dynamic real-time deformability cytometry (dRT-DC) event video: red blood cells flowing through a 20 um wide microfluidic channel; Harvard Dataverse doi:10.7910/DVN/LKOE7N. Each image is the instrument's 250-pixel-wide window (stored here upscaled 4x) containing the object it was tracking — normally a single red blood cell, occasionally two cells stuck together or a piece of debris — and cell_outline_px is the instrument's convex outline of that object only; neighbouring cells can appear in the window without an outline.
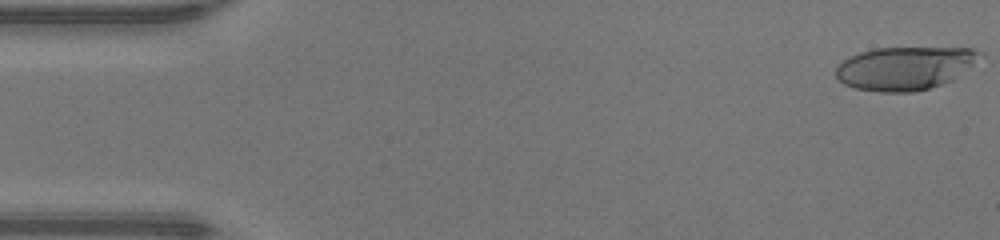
{"species": "human", "species_latin": "Homo sapiens", "temperature_condition": "warm", "stored_images_in_passage": 47, "camera_frame_rate_fps": 3000, "um_per_image_px": 0.085, "donor": {"sex": "male"}, "frame": {"image": 1, "passage_image": 1, "time_ms": 0.0, "image_size_px": [1000, 240], "cell_outline_px": [[984, 56], [952, 80], [928, 88], [912, 92], [880, 92], [856, 88], [844, 84], [836, 76], [836, 68], [844, 60], [860, 52], [876, 48], [972, 48], [984, 52]], "centroid_in_image_um": [76.95, 5.79], "position_along_channel_um": 8.0, "area_um2": 36.07}}
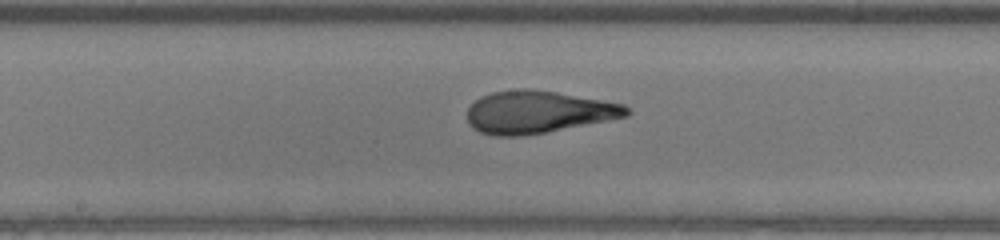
{"frame": {"image": 2, "passage_image": 24, "time_ms": 7.667, "image_size_px": [1000, 240], "cell_outline_px": [[632, 112], [628, 116], [608, 120], [544, 132], [520, 136], [492, 136], [480, 132], [472, 128], [468, 124], [468, 108], [480, 96], [492, 92], [520, 88], [528, 88], [556, 92], [624, 104]], "centroid_in_image_um": [45.7, 9.52], "position_along_channel_um": 202.5, "area_um2": 39.25}}
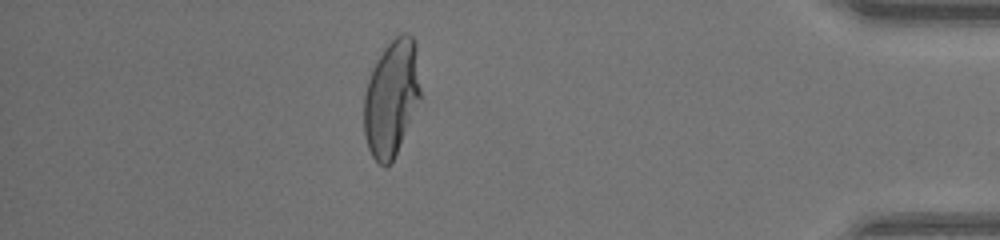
{"frame": {"image": 3, "passage_image": 41, "time_ms": 13.333, "image_size_px": [1000, 240], "cell_outline_px": [[420, 100], [400, 144], [392, 160], [384, 168], [372, 156], [368, 148], [364, 136], [364, 92], [372, 68], [376, 60], [384, 48], [400, 32], [408, 32], [412, 36], [416, 44], [420, 88]], "centroid_in_image_um": [33.26, 8.29], "position_along_channel_um": 401.9, "area_um2": 38.32}, "authors_computed_cell_mechanics": {"area_um2": 38.7838, "velocity_mm_per_s": 4.3818, "shape_relaxation_time_tau1_ms": 10.1639, "shape_relaxation_time_tau2_ms": null, "deformation_change_tau1": 0.4299, "deformation_change_tau2": null}}